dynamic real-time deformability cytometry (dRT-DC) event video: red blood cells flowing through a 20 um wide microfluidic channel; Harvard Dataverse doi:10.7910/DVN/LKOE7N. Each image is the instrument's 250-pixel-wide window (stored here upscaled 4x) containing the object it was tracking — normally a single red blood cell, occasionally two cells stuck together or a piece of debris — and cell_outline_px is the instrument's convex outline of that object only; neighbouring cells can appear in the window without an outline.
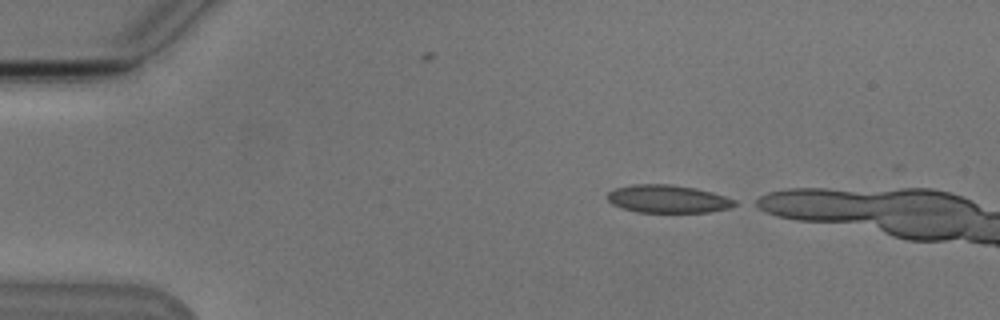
{"species": "Egyptian fruit bat (a non-hibernating species)", "species_latin": "Rousettus aegyptiacus", "temperature_condition": "cold", "stored_images_in_passage": 2, "camera_frame_rate_fps": 3000, "um_per_image_px": 0.085, "animal": {"sex": "male"}, "frame": {"image": 1, "passage_image": 2, "time_ms": 0.333, "image_size_px": [1000, 320], "cell_outline_px": [[736, 204], [728, 208], [708, 212], [636, 212], [612, 204], [608, 200], [608, 192], [616, 188], [636, 184], [668, 184], [696, 188], [712, 192], [736, 200]], "centroid_in_image_um": [56.76, 16.91], "position_along_channel_um": 28.2, "area_um2": 20.46}}